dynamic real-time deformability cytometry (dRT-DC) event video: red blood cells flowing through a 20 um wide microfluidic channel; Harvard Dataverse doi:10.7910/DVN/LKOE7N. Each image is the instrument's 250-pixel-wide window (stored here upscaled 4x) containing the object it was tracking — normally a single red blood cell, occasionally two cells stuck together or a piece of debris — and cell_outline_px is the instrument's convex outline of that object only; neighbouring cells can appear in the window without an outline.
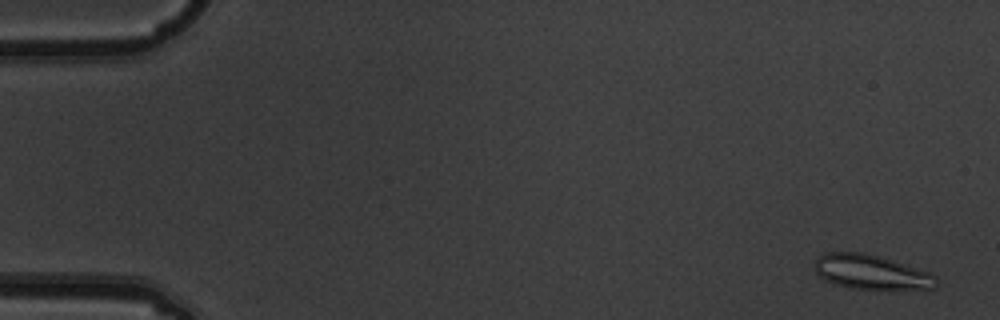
{"species": "common noctule bat (a hibernating species)", "species_latin": "Nyctalus noctula", "temperature_condition": "warm", "stored_images_in_passage": 6, "camera_frame_rate_fps": 3000, "um_per_image_px": 0.085, "animal": {"sex": "male", "body_mass_g": 19.5, "forearm_length_mm": 54.6}, "frame": {"image": 1, "passage_image": 1, "time_ms": 0.0, "image_size_px": [1000, 320], "cell_outline_px": [[936, 288], [848, 288], [836, 284], [820, 276], [812, 268], [812, 264], [824, 252], [860, 252], [892, 260], [932, 272], [936, 276]], "centroid_in_image_um": [74.02, 23.11], "position_along_channel_um": 11.0, "area_um2": 24.1}}
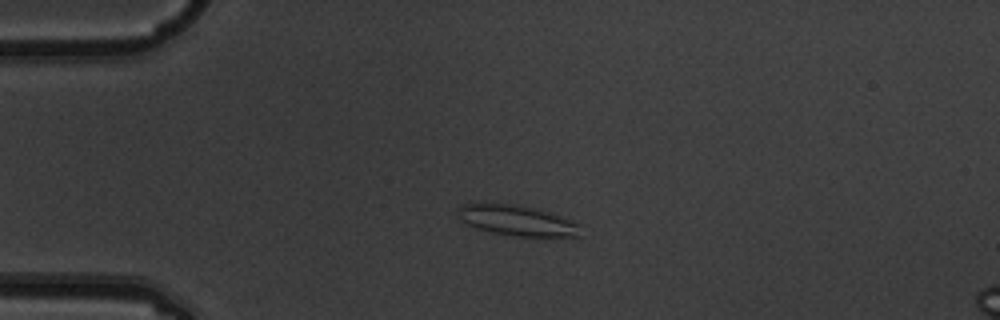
{"frame": {"image": 2, "passage_image": 4, "time_ms": 1.0, "image_size_px": [1000, 320], "cell_outline_px": [[584, 236], [520, 236], [492, 232], [468, 224], [460, 220], [460, 208], [464, 204], [472, 200], [476, 200], [512, 204], [532, 208], [580, 224]], "centroid_in_image_um": [43.9, 18.71], "position_along_channel_um": 41.1, "area_um2": 21.56}}